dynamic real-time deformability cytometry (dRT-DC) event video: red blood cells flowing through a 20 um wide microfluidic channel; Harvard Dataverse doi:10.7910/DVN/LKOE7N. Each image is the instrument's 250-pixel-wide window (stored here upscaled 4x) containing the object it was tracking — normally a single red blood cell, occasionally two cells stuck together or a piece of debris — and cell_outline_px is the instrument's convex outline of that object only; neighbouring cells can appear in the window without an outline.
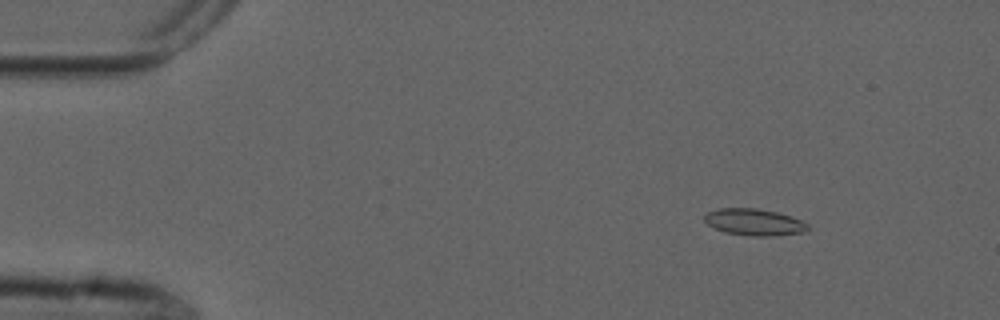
{"species": "common noctule bat (a hibernating species)", "species_latin": "Nyctalus noctula", "temperature_condition": "cold", "stored_images_in_passage": 55, "camera_frame_rate_fps": 3000, "um_per_image_px": 0.085, "animal": {"sex": "male", "forearm_length_mm": 52.5}, "frame": {"image": 1, "passage_image": 7, "time_ms": 2.0, "image_size_px": [1000, 320], "cell_outline_px": [[808, 228], [804, 232], [772, 236], [748, 236], [724, 232], [708, 224], [704, 220], [704, 216], [708, 212], [720, 208], [756, 208], [776, 212], [800, 220], [808, 224]], "centroid_in_image_um": [64.08, 18.89], "position_along_channel_um": 20.9, "area_um2": 15.9}}
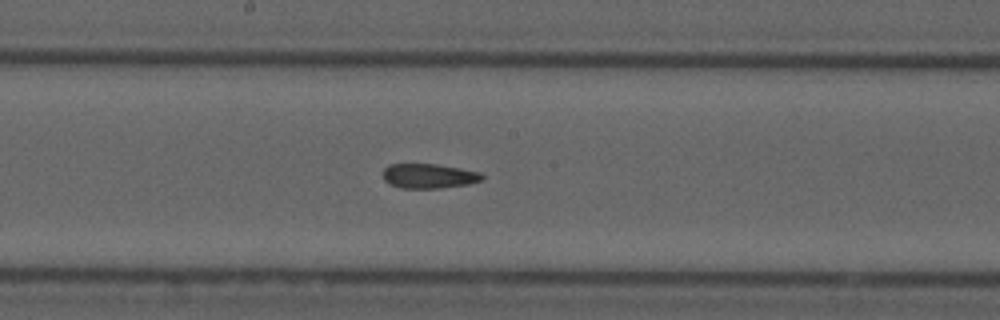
{"frame": {"image": 2, "passage_image": 29, "time_ms": 9.333, "image_size_px": [1000, 320], "cell_outline_px": [[484, 180], [468, 184], [440, 188], [400, 188], [388, 184], [384, 180], [384, 168], [388, 164], [436, 164], [460, 168], [480, 172], [484, 176]], "centroid_in_image_um": [36.45, 14.96], "position_along_channel_um": 211.7, "area_um2": 14.33}}
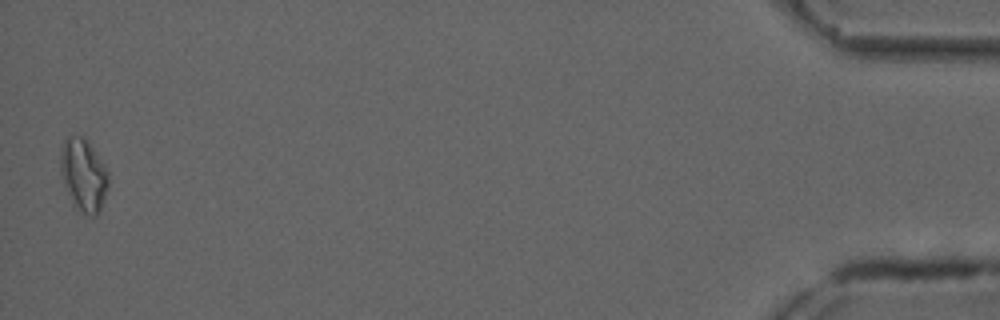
{"frame": {"image": 3, "passage_image": 54, "time_ms": 17.667, "image_size_px": [1000, 320], "cell_outline_px": [[108, 184], [100, 208], [96, 216], [84, 216], [72, 204], [60, 172], [60, 148], [64, 140], [68, 136], [84, 136], [104, 164], [108, 172]], "centroid_in_image_um": [7.07, 14.87], "position_along_channel_um": 428.1, "area_um2": 20.29}, "authors_computed_cell_mechanics": {"area_um2": 15.0858, "velocity_mm_per_s": 3.7379, "shape_relaxation_time_tau1_ms": null, "shape_relaxation_time_tau2_ms": 4.5982, "deformation_change_tau1": null, "deformation_change_tau2": 0.1083}}